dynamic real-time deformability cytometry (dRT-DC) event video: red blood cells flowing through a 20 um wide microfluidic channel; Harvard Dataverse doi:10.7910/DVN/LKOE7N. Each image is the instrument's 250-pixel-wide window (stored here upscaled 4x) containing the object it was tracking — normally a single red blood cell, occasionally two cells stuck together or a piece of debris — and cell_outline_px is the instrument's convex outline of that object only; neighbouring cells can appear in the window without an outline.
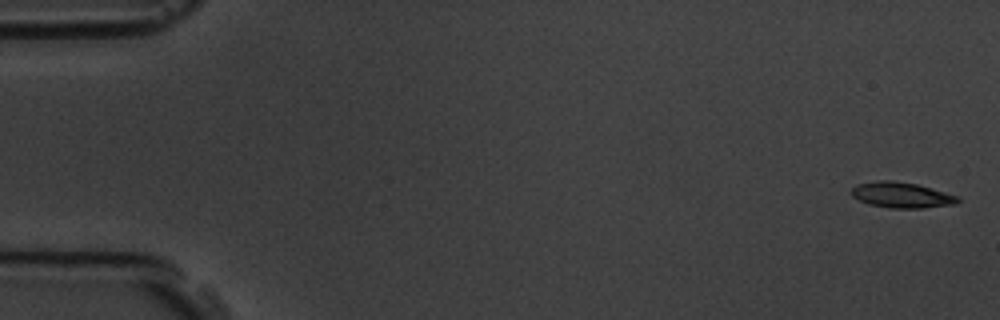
{"species": "common noctule bat (a hibernating species)", "species_latin": "Nyctalus noctula", "temperature_condition": "room temperature", "stored_images_in_passage": 4, "camera_frame_rate_fps": 3000, "um_per_image_px": 0.085, "animal": {"sex": "male", "body_mass_g": 19.5, "forearm_length_mm": 54.6}, "frame": {"image": 1, "passage_image": 1, "time_ms": 0.0, "image_size_px": [1000, 320], "cell_outline_px": [[960, 200], [956, 204], [920, 208], [888, 208], [868, 204], [852, 196], [852, 188], [856, 184], [880, 180], [892, 180], [916, 184], [944, 192], [956, 196]], "centroid_in_image_um": [76.6, 16.58], "position_along_channel_um": 8.4, "area_um2": 15.72}}